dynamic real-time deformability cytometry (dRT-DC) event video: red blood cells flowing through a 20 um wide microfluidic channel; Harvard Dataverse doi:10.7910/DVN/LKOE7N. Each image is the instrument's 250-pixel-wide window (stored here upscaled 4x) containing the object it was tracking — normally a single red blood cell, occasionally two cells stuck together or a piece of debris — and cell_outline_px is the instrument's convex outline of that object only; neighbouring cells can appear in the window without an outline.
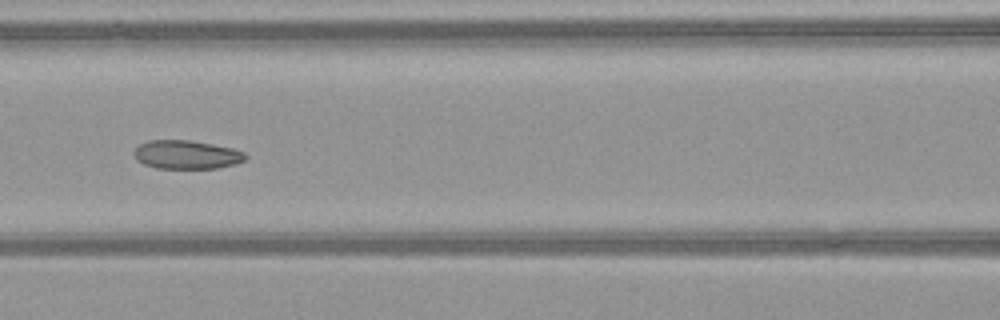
{"species": "common noctule bat (a hibernating species)", "species_latin": "Nyctalus noctula", "temperature_condition": "warm", "stored_images_in_passage": 15, "camera_frame_rate_fps": 3000, "um_per_image_px": 0.085, "animal": {"sex": "female", "body_mass_g": 21.9}, "frame": {"image": 1, "passage_image": 7, "time_ms": 2.0, "image_size_px": [1000, 320], "cell_outline_px": [[248, 156], [244, 160], [236, 164], [216, 168], [156, 168], [144, 164], [136, 160], [132, 152], [140, 144], [148, 140], [192, 140], [232, 148], [244, 152]], "centroid_in_image_um": [15.84, 13.14], "position_along_channel_um": 150.8, "area_um2": 18.67}}